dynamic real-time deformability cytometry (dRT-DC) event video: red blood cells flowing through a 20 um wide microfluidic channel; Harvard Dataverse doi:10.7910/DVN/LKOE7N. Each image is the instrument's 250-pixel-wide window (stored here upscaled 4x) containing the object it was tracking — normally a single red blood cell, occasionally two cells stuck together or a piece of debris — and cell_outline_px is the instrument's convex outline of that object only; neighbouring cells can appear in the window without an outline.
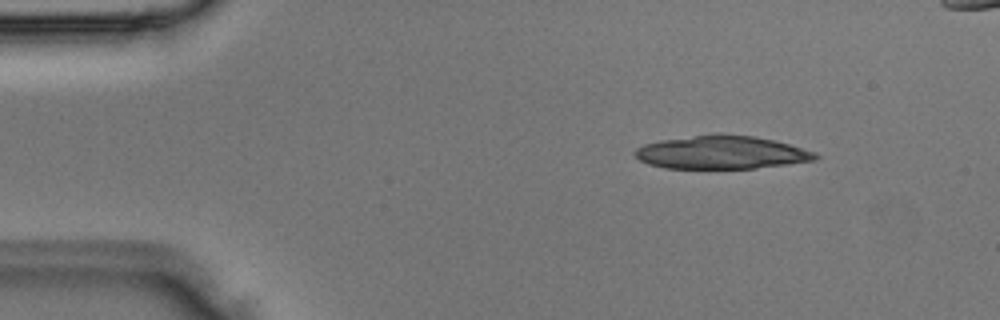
{"species": "Egyptian fruit bat (a non-hibernating species)", "species_latin": "Rousettus aegyptiacus", "temperature_condition": "room temperature", "stored_images_in_passage": 3, "segment_of_instrument_passage": [1, 2], "camera_frame_rate_fps": 3000, "um_per_image_px": 0.085, "animal": {"sex": "male"}, "frame": {"image": 1, "passage_image": 1, "time_ms": 0.0, "image_size_px": [1000, 320], "cell_outline_px": [[820, 156], [816, 160], [756, 168], [664, 168], [648, 164], [640, 160], [632, 152], [636, 148], [644, 144], [660, 140], [712, 132], [720, 132], [756, 136], [788, 144], [816, 152]], "centroid_in_image_um": [61.3, 12.93], "position_along_channel_um": 23.7, "area_um2": 35.37}}